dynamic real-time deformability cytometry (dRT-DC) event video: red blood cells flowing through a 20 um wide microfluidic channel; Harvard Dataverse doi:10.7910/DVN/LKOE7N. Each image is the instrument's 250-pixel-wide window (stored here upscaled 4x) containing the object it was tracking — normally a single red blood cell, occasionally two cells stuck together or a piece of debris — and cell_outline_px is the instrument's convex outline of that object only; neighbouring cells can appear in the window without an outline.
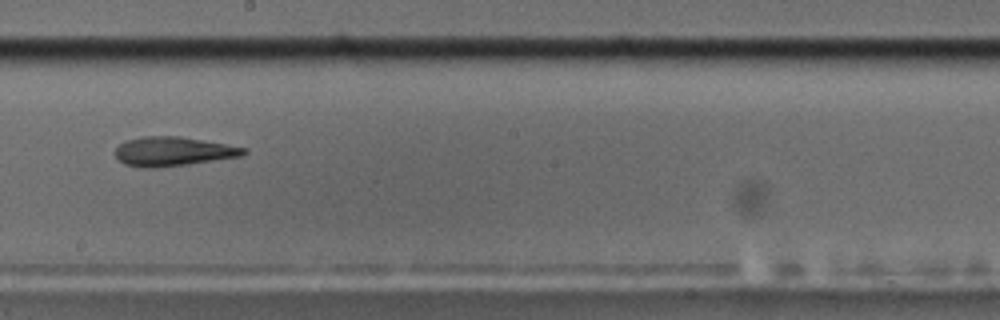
{"species": "common noctule bat (a hibernating species)", "species_latin": "Nyctalus noctula", "temperature_condition": "cold", "stored_images_in_passage": 9, "camera_frame_rate_fps": 3000, "um_per_image_px": 0.085, "animal": {"sex": "male", "body_mass_g": 17.5, "forearm_length_mm": 52.3}, "frame": {"image": 1, "passage_image": 6, "time_ms": 5.667, "image_size_px": [1000, 320], "cell_outline_px": [[248, 152], [240, 156], [188, 164], [152, 168], [144, 168], [124, 164], [116, 156], [116, 148], [120, 144], [128, 140], [140, 136], [180, 136], [248, 148]], "centroid_in_image_um": [14.71, 12.86], "position_along_channel_um": 233.5, "area_um2": 21.68}}
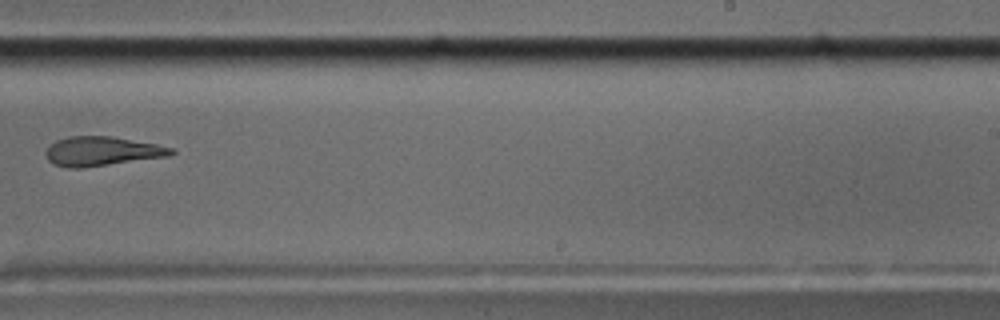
{"frame": {"image": 2, "passage_image": 7, "time_ms": 7.0, "image_size_px": [1000, 320], "cell_outline_px": [[176, 152], [168, 156], [80, 168], [68, 168], [52, 164], [44, 156], [44, 152], [56, 140], [68, 136], [112, 136], [156, 144], [172, 148]], "centroid_in_image_um": [8.61, 12.85], "position_along_channel_um": 280.4, "area_um2": 21.33}}